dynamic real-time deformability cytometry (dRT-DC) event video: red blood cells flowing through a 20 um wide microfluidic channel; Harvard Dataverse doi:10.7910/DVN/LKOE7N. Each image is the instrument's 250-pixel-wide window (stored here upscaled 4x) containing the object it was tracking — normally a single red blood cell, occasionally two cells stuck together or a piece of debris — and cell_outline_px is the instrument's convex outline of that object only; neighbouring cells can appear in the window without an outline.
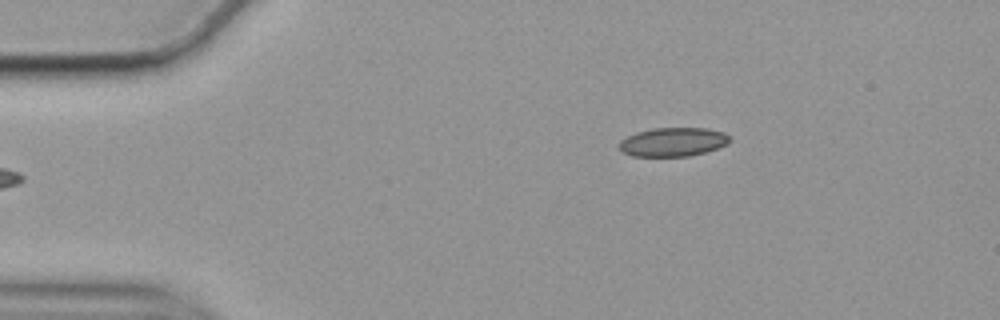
{"species": "common noctule bat (a hibernating species)", "species_latin": "Nyctalus noctula", "temperature_condition": "cold", "stored_images_in_passage": 48, "camera_frame_rate_fps": 3000, "um_per_image_px": 0.085, "animal": {"sex": "female", "body_mass_g": 19.9}, "frame": {"image": 1, "passage_image": 1, "time_ms": 0.0, "image_size_px": [1000, 320], "cell_outline_px": [[732, 140], [728, 144], [704, 152], [688, 156], [632, 156], [620, 152], [616, 144], [620, 140], [636, 132], [652, 128], [708, 128], [724, 132]], "centroid_in_image_um": [57.16, 12.06], "position_along_channel_um": 27.8, "area_um2": 18.79}}
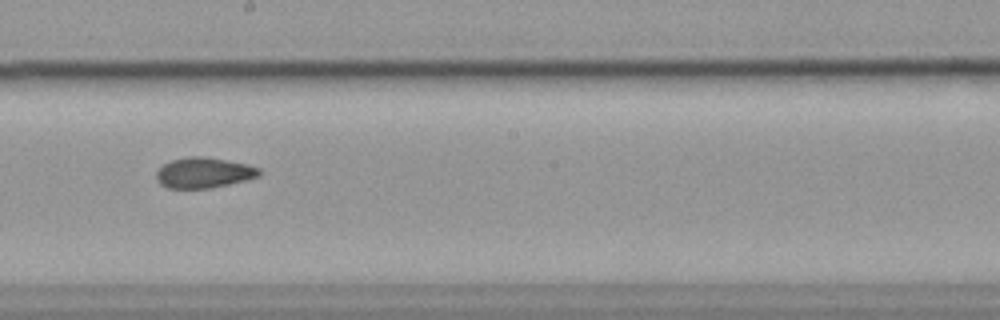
{"frame": {"image": 2, "passage_image": 23, "time_ms": 7.333, "image_size_px": [1000, 320], "cell_outline_px": [[260, 176], [228, 184], [208, 188], [168, 188], [160, 184], [156, 180], [156, 172], [164, 164], [172, 160], [188, 156], [208, 156], [248, 164], [260, 168]], "centroid_in_image_um": [17.32, 14.67], "position_along_channel_um": 230.9, "area_um2": 18.32}}
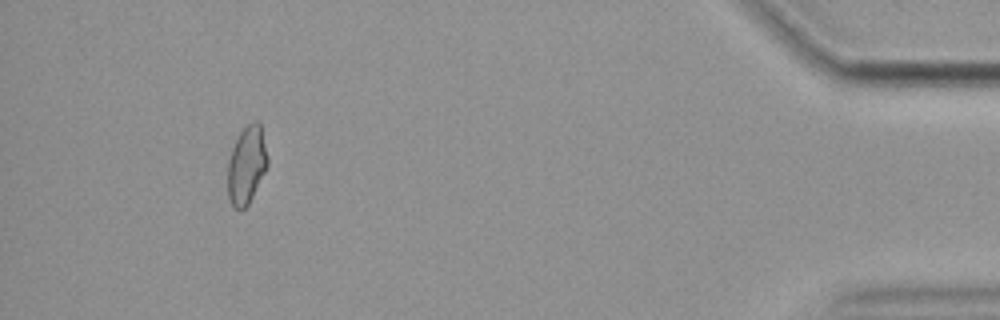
{"frame": {"image": 3, "passage_image": 44, "time_ms": 14.333, "image_size_px": [1000, 320], "cell_outline_px": [[268, 164], [248, 204], [244, 208], [232, 208], [228, 196], [228, 160], [232, 148], [240, 132], [252, 120], [256, 120], [260, 124], [268, 156]], "centroid_in_image_um": [20.95, 14.01], "position_along_channel_um": 414.2, "area_um2": 17.86}, "authors_computed_cell_mechanics": {"area_um2": 18.5249, "velocity_mm_per_s": 3.5346, "shape_relaxation_time_tau1_ms": null, "shape_relaxation_time_tau2_ms": 3.7654, "deformation_change_tau1": null, "deformation_change_tau2": 0.0743}}